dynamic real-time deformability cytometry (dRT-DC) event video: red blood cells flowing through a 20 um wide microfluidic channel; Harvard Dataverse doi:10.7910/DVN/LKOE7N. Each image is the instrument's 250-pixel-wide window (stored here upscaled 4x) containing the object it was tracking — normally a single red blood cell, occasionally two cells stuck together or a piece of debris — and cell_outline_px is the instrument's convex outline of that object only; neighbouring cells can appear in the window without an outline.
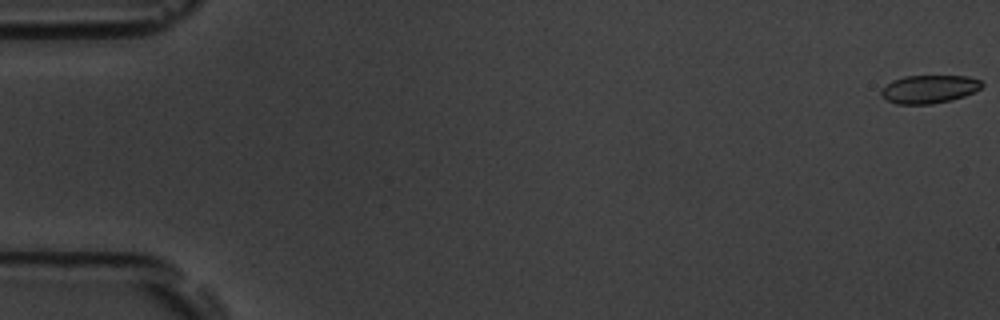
{"species": "common noctule bat (a hibernating species)", "species_latin": "Nyctalus noctula", "temperature_condition": "room temperature", "stored_images_in_passage": 57, "camera_frame_rate_fps": 3000, "um_per_image_px": 0.085, "animal": {"sex": "male", "body_mass_g": 19.5, "forearm_length_mm": 54.6}, "frame": {"image": 1, "passage_image": 1, "time_ms": 0.0, "image_size_px": [1000, 320], "cell_outline_px": [[984, 84], [980, 88], [964, 96], [952, 100], [932, 104], [896, 104], [880, 96], [880, 92], [892, 80], [904, 76], [968, 76], [980, 80]], "centroid_in_image_um": [78.97, 7.58], "position_along_channel_um": 6.0, "area_um2": 16.47}}
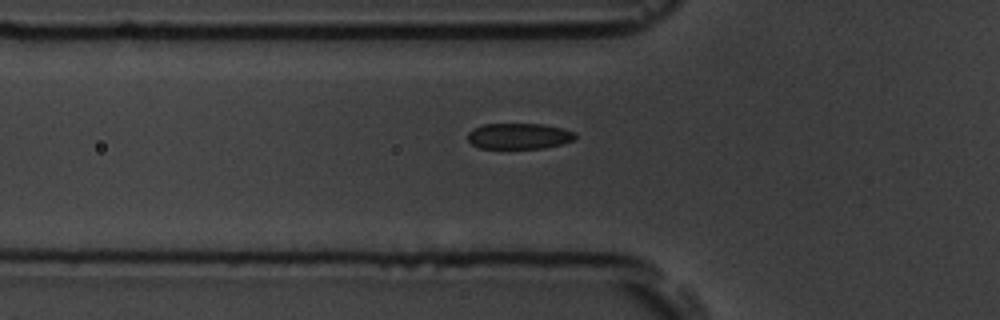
{"frame": {"image": 2, "passage_image": 20, "time_ms": 6.333, "image_size_px": [1000, 320], "cell_outline_px": [[576, 136], [572, 140], [564, 144], [544, 148], [480, 148], [472, 144], [468, 140], [468, 132], [472, 128], [484, 124], [544, 124], [576, 132]], "centroid_in_image_um": [44.11, 11.57], "position_along_channel_um": 81.7, "area_um2": 16.24}}
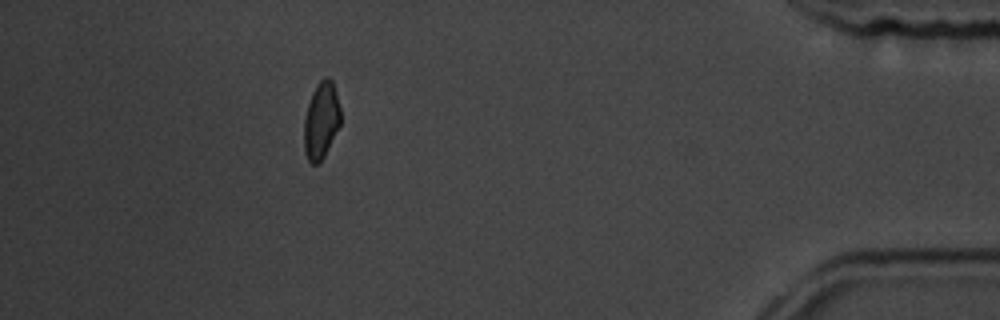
{"frame": {"image": 3, "passage_image": 51, "time_ms": 16.667, "image_size_px": [1000, 320], "cell_outline_px": [[340, 124], [324, 156], [316, 164], [312, 164], [308, 160], [304, 152], [304, 120], [308, 104], [312, 92], [316, 84], [324, 76], [328, 76], [332, 80], [336, 92], [340, 108]], "centroid_in_image_um": [27.29, 10.2], "position_along_channel_um": 407.9, "area_um2": 16.3}, "authors_computed_cell_mechanics": {"area_um2": 17.4556, "velocity_mm_per_s": 3.6641, "shape_relaxation_time_tau1_ms": 1.7518, "shape_relaxation_time_tau2_ms": 1.0651, "deformation_change_tau1": 0.0841, "deformation_change_tau2": 0.0684}}